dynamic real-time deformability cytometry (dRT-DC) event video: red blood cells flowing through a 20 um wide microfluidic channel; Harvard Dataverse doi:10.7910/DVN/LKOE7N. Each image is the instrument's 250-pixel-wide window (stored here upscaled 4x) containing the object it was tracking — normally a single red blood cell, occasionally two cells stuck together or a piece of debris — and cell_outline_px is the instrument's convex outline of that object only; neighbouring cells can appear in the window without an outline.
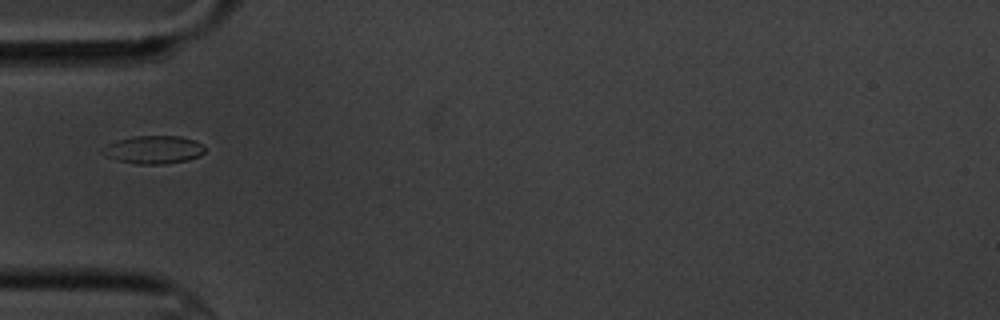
{"species": "common noctule bat (a hibernating species)", "species_latin": "Nyctalus noctula", "temperature_condition": "cold", "stored_images_in_passage": 12, "camera_frame_rate_fps": 3000, "um_per_image_px": 0.085, "animal": {"sex": "male", "body_mass_g": 20.1, "forearm_length_mm": 53.5}, "frame": {"image": 1, "passage_image": 1, "time_ms": 0.0, "image_size_px": [1000, 320], "cell_outline_px": [[204, 152], [200, 156], [188, 160], [164, 164], [136, 164], [120, 160], [108, 156], [100, 152], [100, 148], [116, 140], [132, 136], [180, 136], [204, 144]], "centroid_in_image_um": [13.05, 12.72], "position_along_channel_um": 71.9, "area_um2": 16.7}}
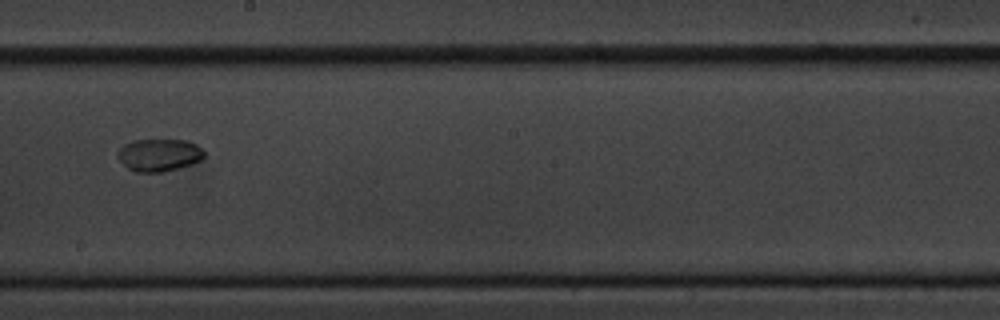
{"frame": {"image": 2, "passage_image": 5, "time_ms": 4.667, "image_size_px": [1000, 320], "cell_outline_px": [[204, 156], [200, 160], [192, 164], [160, 172], [136, 172], [128, 168], [116, 156], [116, 152], [124, 144], [132, 140], [188, 140], [196, 144], [204, 152]], "centroid_in_image_um": [13.49, 13.16], "position_along_channel_um": 234.7, "area_um2": 16.3}}
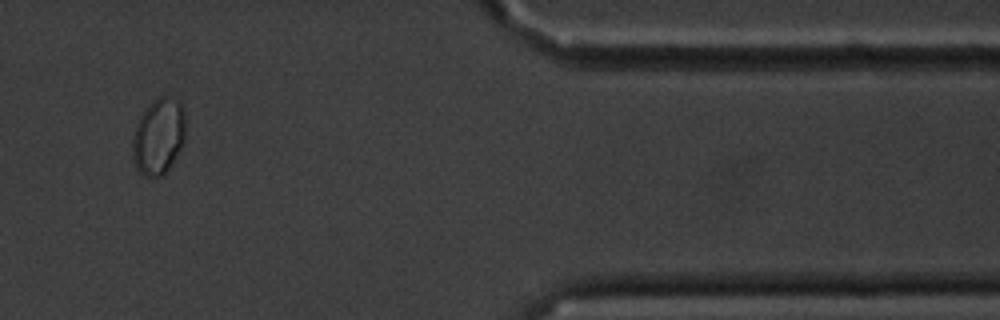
{"frame": {"image": 3, "passage_image": 10, "time_ms": 10.333, "image_size_px": [1000, 320], "cell_outline_px": [[184, 140], [172, 164], [164, 176], [144, 176], [136, 168], [132, 156], [132, 140], [136, 124], [140, 116], [160, 96], [168, 96], [180, 100], [184, 112]], "centroid_in_image_um": [13.47, 11.62], "position_along_channel_um": 397.9, "area_um2": 23.35}}